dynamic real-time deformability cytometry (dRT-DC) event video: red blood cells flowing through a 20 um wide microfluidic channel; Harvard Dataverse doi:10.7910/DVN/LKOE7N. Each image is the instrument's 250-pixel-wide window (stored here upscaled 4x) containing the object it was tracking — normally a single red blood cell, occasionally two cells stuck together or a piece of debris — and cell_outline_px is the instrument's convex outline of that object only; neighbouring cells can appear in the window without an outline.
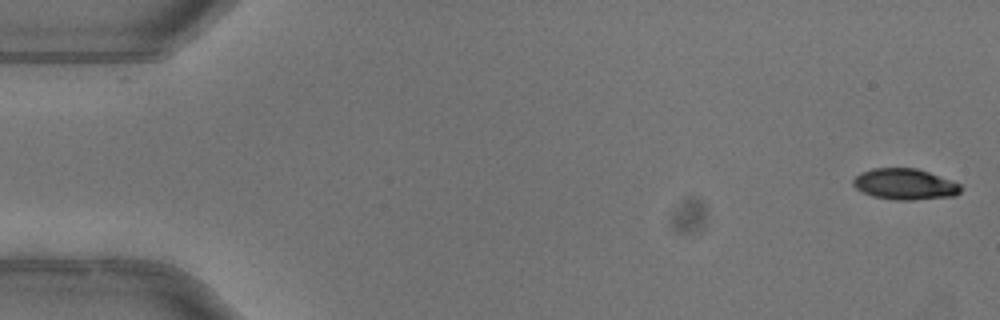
{"species": "common noctule bat (a hibernating species)", "species_latin": "Nyctalus noctula", "temperature_condition": "warm", "stored_images_in_passage": 51, "camera_frame_rate_fps": 3000, "um_per_image_px": 0.085, "animal": {"sex": "female"}, "frame": {"image": 1, "passage_image": 1, "time_ms": 0.0, "image_size_px": [1000, 320], "cell_outline_px": [[960, 192], [956, 196], [912, 200], [896, 200], [872, 196], [856, 188], [852, 184], [852, 180], [860, 172], [872, 168], [916, 168], [928, 172], [960, 184]], "centroid_in_image_um": [76.88, 15.66], "position_along_channel_um": 8.1, "area_um2": 19.36}}
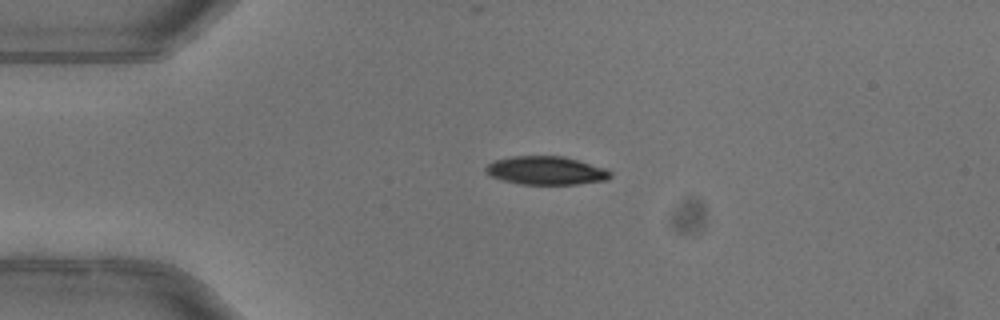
{"frame": {"image": 2, "passage_image": 12, "time_ms": 3.667, "image_size_px": [1000, 320], "cell_outline_px": [[612, 176], [608, 180], [576, 184], [520, 184], [504, 180], [492, 176], [484, 172], [484, 168], [488, 164], [496, 160], [512, 156], [564, 156], [604, 168], [612, 172]], "centroid_in_image_um": [46.42, 14.49], "position_along_channel_um": 38.6, "area_um2": 20.52}, "authors_computed_cell_mechanics": {"area_um2": 21.9062, "velocity_mm_per_s": 4.0311, "shape_relaxation_time_tau1_ms": 3.4944, "shape_relaxation_time_tau2_ms": 3.295, "deformation_change_tau1": 0.1771, "deformation_change_tau2": 0.0666}}